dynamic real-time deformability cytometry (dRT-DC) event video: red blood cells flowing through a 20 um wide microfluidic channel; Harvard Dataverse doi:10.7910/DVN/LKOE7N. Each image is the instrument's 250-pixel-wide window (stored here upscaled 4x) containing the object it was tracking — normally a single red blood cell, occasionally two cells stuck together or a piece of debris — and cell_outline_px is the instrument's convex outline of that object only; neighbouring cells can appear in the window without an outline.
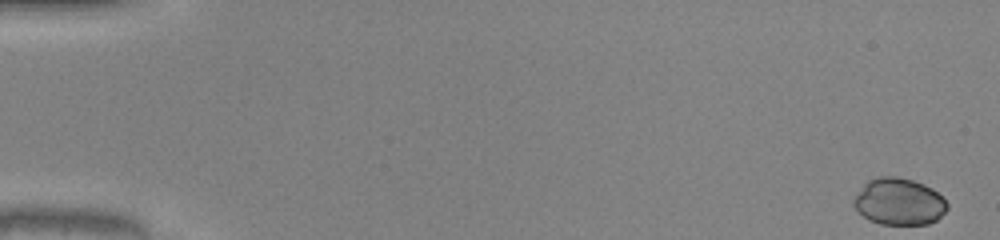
{"species": "common noctule bat (a hibernating species)", "species_latin": "Nyctalus noctula", "temperature_condition": "warm", "stored_images_in_passage": 51, "camera_frame_rate_fps": 3000, "um_per_image_px": 0.085, "animal": {"sex": "male", "body_mass_g": 20.0, "forearm_length_mm": 53.3}, "frame": {"image": 1, "passage_image": 1, "time_ms": 0.0, "image_size_px": [1000, 240], "cell_outline_px": [[948, 208], [936, 220], [928, 224], [880, 224], [868, 220], [852, 204], [852, 200], [864, 184], [868, 180], [876, 176], [896, 176], [912, 180], [924, 184], [932, 188], [948, 204]], "centroid_in_image_um": [76.39, 17.13], "position_along_channel_um": 8.6, "area_um2": 25.43}}
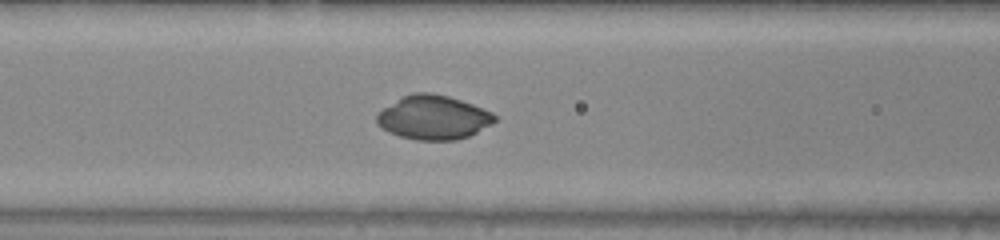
{"frame": {"image": 2, "passage_image": 22, "time_ms": 7.0, "image_size_px": [1000, 240], "cell_outline_px": [[496, 120], [492, 124], [468, 136], [456, 140], [416, 140], [400, 136], [388, 132], [380, 128], [376, 124], [376, 112], [400, 96], [412, 92], [432, 92], [448, 96], [472, 104], [492, 112], [496, 116]], "centroid_in_image_um": [36.77, 9.97], "position_along_channel_um": 129.8, "area_um2": 30.63}}
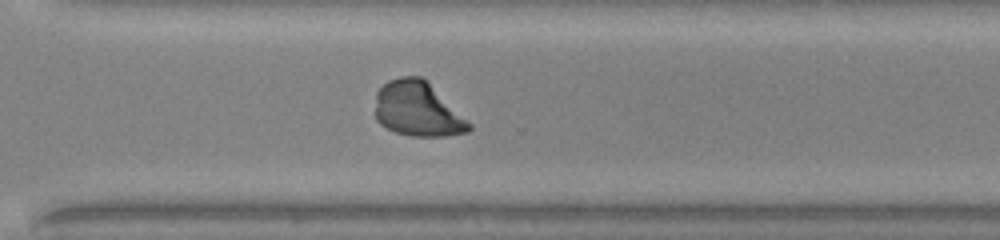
{"frame": {"image": 3, "passage_image": 37, "time_ms": 12.0, "image_size_px": [1000, 240], "cell_outline_px": [[472, 128], [468, 132], [448, 136], [412, 136], [396, 132], [380, 124], [376, 120], [376, 92], [388, 80], [400, 76], [420, 76], [468, 120], [472, 124]], "centroid_in_image_um": [35.49, 9.3], "position_along_channel_um": 335.1, "area_um2": 29.59}, "authors_computed_cell_mechanics": {"area_um2": 29.1312, "velocity_mm_per_s": 4.1086, "shape_relaxation_time_tau1_ms": 1.8677, "shape_relaxation_time_tau2_ms": 4.8305, "deformation_change_tau1": 0.1396, "deformation_change_tau2": 0.0777}}